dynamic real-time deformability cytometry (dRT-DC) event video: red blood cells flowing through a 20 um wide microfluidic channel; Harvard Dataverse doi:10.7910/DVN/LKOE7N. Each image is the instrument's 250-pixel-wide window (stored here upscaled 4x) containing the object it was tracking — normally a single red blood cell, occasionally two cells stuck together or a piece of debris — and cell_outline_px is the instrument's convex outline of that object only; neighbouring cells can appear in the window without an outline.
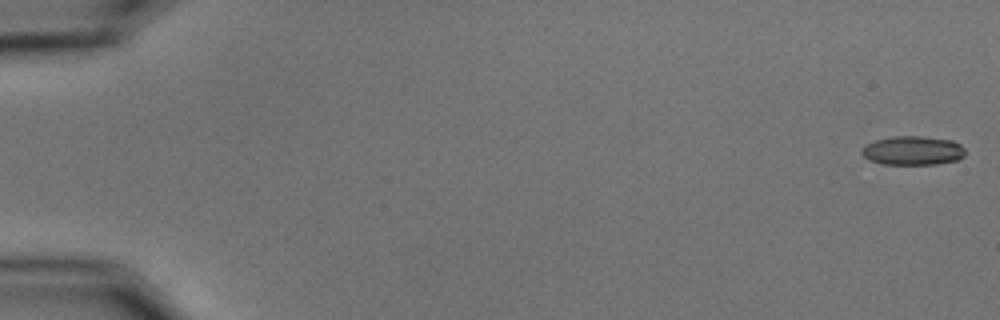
{"species": "common noctule bat (a hibernating species)", "species_latin": "Nyctalus noctula", "temperature_condition": "cold", "stored_images_in_passage": 58, "camera_frame_rate_fps": 3000, "um_per_image_px": 0.085, "animal": {"sex": "male", "body_mass_g": 15.6}, "frame": {"image": 1, "passage_image": 1, "time_ms": 0.0, "image_size_px": [1000, 320], "cell_outline_px": [[964, 156], [956, 160], [936, 164], [884, 164], [868, 160], [860, 152], [868, 144], [876, 140], [892, 136], [924, 136], [952, 140], [960, 144], [964, 148]], "centroid_in_image_um": [77.6, 12.79], "position_along_channel_um": 7.4, "area_um2": 17.4}}
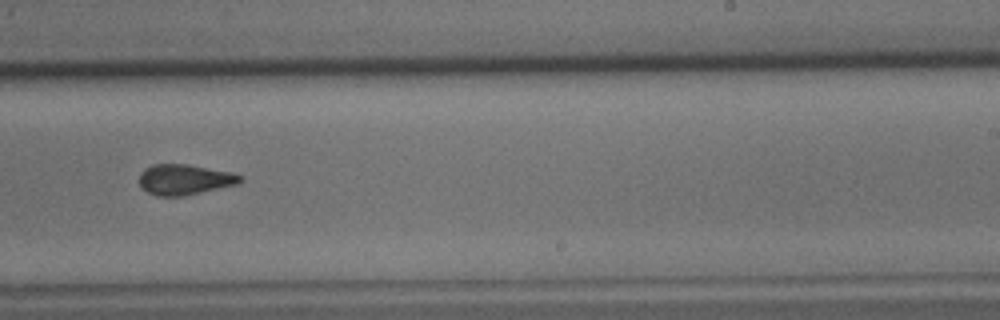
{"frame": {"image": 2, "passage_image": 37, "time_ms": 12.0, "image_size_px": [1000, 320], "cell_outline_px": [[244, 180], [236, 184], [184, 196], [156, 196], [148, 192], [140, 184], [140, 172], [144, 168], [152, 164], [188, 164], [232, 172], [240, 176]], "centroid_in_image_um": [15.67, 15.25], "position_along_channel_um": 273.3, "area_um2": 17.86}}
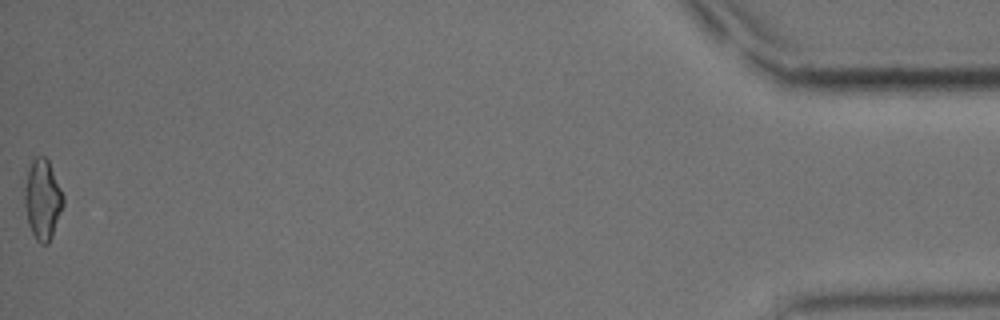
{"frame": {"image": 3, "passage_image": 58, "time_ms": 19.0, "image_size_px": [1000, 320], "cell_outline_px": [[64, 204], [52, 236], [48, 244], [40, 244], [36, 240], [28, 224], [24, 204], [24, 188], [28, 168], [32, 160], [36, 156], [44, 156], [48, 160], [64, 196]], "centroid_in_image_um": [3.61, 16.96], "position_along_channel_um": 431.6, "area_um2": 18.09}, "authors_computed_cell_mechanics": {"area_um2": 17.8313, "velocity_mm_per_s": 3.5285, "shape_relaxation_time_tau1_ms": 10.0792, "shape_relaxation_time_tau2_ms": 2.6726, "deformation_change_tau1": 0.2112, "deformation_change_tau2": 0.0934}}